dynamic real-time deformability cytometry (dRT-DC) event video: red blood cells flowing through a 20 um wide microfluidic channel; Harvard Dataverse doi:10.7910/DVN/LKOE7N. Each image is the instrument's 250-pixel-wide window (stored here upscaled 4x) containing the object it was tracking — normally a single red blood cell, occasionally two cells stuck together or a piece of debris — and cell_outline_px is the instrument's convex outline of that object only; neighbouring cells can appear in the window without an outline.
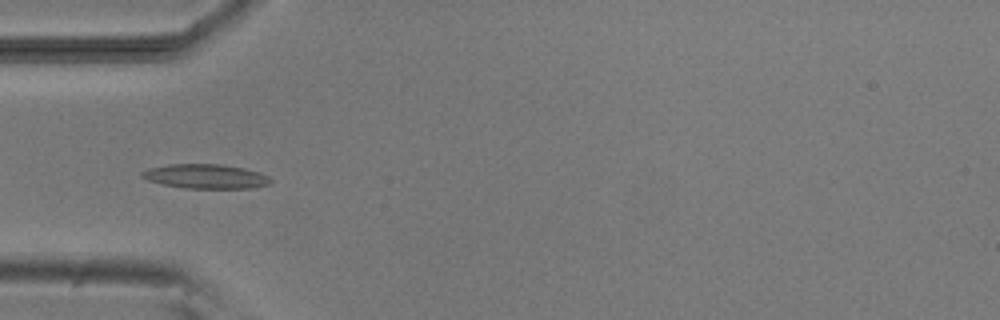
{"species": "common noctule bat (a hibernating species)", "species_latin": "Nyctalus noctula", "temperature_condition": "room temperature", "stored_images_in_passage": 7, "camera_frame_rate_fps": 3000, "um_per_image_px": 0.085, "animal": {"sex": "male", "body_mass_g": 20.5, "forearm_length_mm": 52.5}, "frame": {"image": 1, "passage_image": 5, "time_ms": 5.333, "image_size_px": [1000, 320], "cell_outline_px": [[272, 180], [268, 184], [252, 188], [188, 188], [164, 184], [148, 180], [140, 176], [140, 172], [148, 168], [168, 164], [220, 164], [244, 168], [260, 172], [268, 176]], "centroid_in_image_um": [17.48, 14.98], "position_along_channel_um": 67.5, "area_um2": 18.21}}
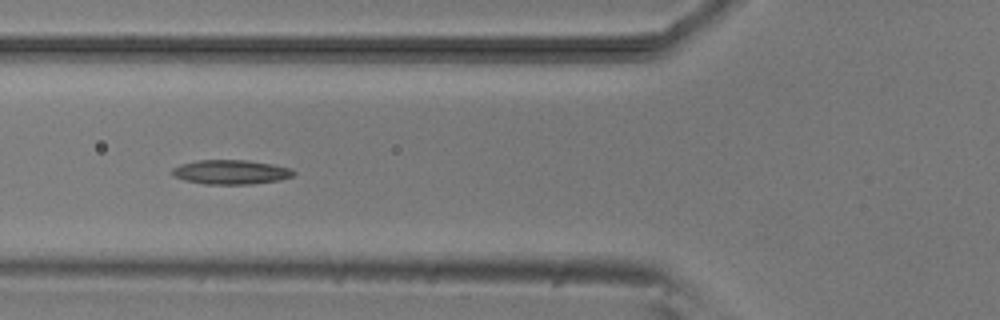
{"frame": {"image": 2, "passage_image": 6, "time_ms": 6.333, "image_size_px": [1000, 320], "cell_outline_px": [[296, 172], [292, 176], [280, 180], [252, 184], [204, 184], [184, 180], [172, 176], [172, 168], [180, 164], [196, 160], [248, 160], [272, 164], [292, 168]], "centroid_in_image_um": [19.61, 14.62], "position_along_channel_um": 106.2, "area_um2": 17.4}}
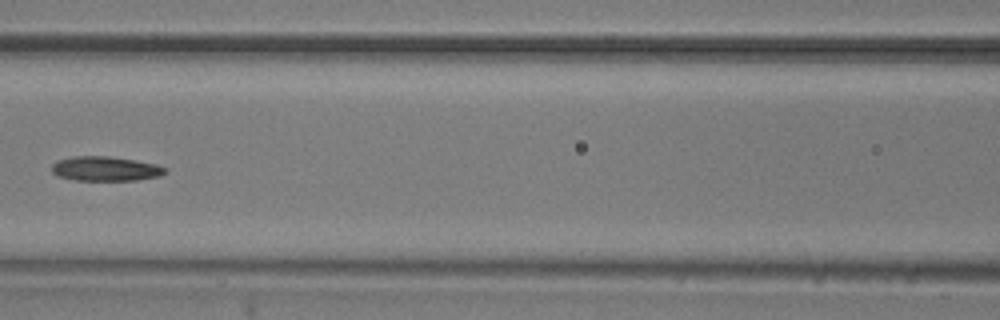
{"frame": {"image": 3, "passage_image": 7, "time_ms": 7.667, "image_size_px": [1000, 320], "cell_outline_px": [[164, 172], [160, 176], [136, 180], [76, 180], [56, 176], [52, 172], [52, 164], [56, 160], [72, 156], [108, 156], [156, 164], [164, 168]], "centroid_in_image_um": [8.88, 14.34], "position_along_channel_um": 157.7, "area_um2": 16.07}}